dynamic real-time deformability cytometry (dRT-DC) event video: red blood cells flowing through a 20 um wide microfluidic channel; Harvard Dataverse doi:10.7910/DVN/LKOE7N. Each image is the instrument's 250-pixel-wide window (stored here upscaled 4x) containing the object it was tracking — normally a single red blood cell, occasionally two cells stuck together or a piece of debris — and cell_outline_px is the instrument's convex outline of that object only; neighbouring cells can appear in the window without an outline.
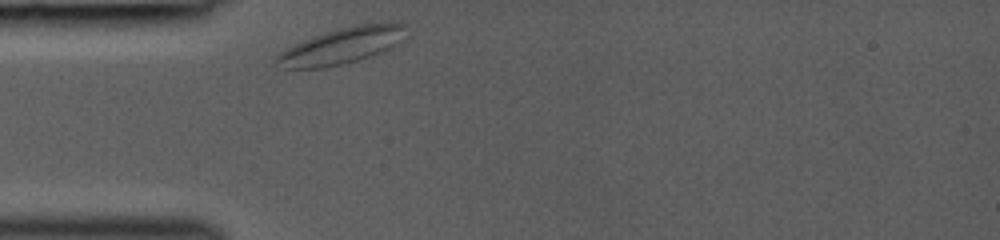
{"species": "common noctule bat (a hibernating species)", "species_latin": "Nyctalus noctula", "temperature_condition": "room temperature", "stored_images_in_passage": 6, "camera_frame_rate_fps": 3000, "um_per_image_px": 0.085, "animal": {"sex": "female", "body_mass_g": 19.0, "forearm_length_mm": 53.3}, "frame": {"image": 1, "passage_image": 1, "time_ms": 0.0, "image_size_px": [1000, 240], "cell_outline_px": [[404, 24], [392, 44], [384, 52], [372, 56], [324, 68], [284, 68], [276, 60], [276, 56], [288, 48], [304, 40], [328, 32], [356, 24]], "centroid_in_image_um": [28.92, 3.94], "position_along_channel_um": 56.1, "area_um2": 25.43}}
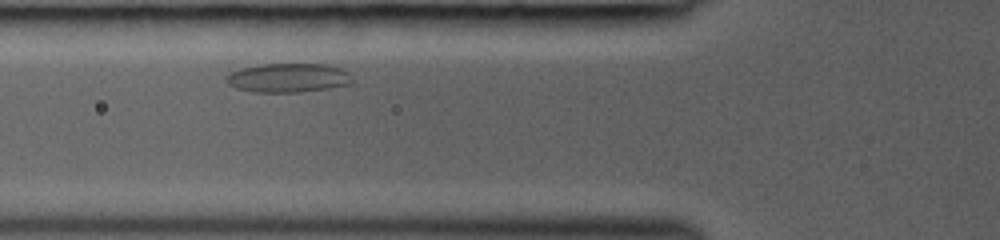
{"frame": {"image": 2, "passage_image": 3, "time_ms": 1.333, "image_size_px": [1000, 240], "cell_outline_px": [[352, 80], [348, 84], [328, 88], [300, 92], [252, 92], [236, 88], [228, 84], [228, 76], [232, 72], [244, 68], [260, 64], [328, 64], [340, 68], [348, 72]], "centroid_in_image_um": [24.51, 6.61], "position_along_channel_um": 101.3, "area_um2": 21.04}}
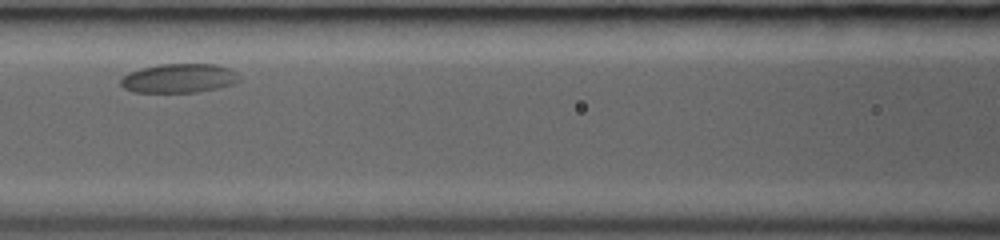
{"frame": {"image": 3, "passage_image": 5, "time_ms": 2.667, "image_size_px": [1000, 240], "cell_outline_px": [[244, 80], [232, 84], [216, 88], [196, 92], [132, 92], [124, 88], [120, 84], [120, 80], [128, 72], [140, 68], [160, 64], [216, 64], [228, 68], [236, 72]], "centroid_in_image_um": [15.22, 6.65], "position_along_channel_um": 151.4, "area_um2": 20.23}}